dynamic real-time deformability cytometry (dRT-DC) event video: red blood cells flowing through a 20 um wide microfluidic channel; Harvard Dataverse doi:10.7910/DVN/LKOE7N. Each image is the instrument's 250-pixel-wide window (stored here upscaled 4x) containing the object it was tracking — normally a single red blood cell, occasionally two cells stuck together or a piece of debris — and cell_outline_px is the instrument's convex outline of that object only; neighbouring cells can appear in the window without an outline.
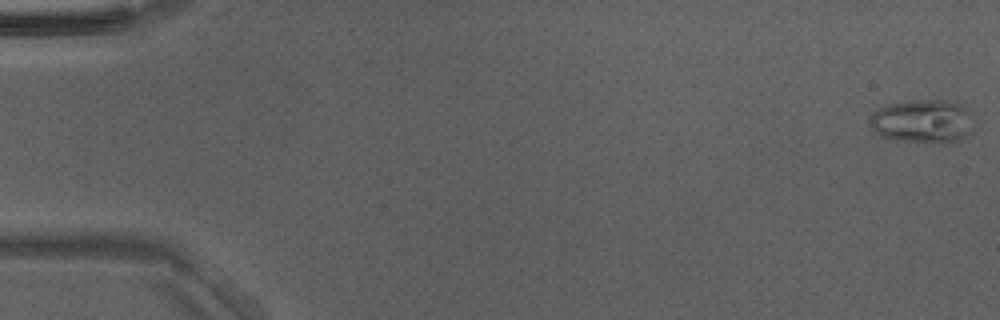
{"species": "Egyptian fruit bat (a non-hibernating species)", "species_latin": "Rousettus aegyptiacus", "temperature_condition": "room temperature", "stored_images_in_passage": 50, "segment_of_instrument_passage": [1, 2], "camera_frame_rate_fps": 3000, "um_per_image_px": 0.085, "animal": {"sex": "male"}, "frame": {"image": 1, "passage_image": 1, "time_ms": 0.0, "image_size_px": [1000, 320], "cell_outline_px": [[972, 112], [968, 136], [960, 140], [944, 144], [940, 144], [892, 140], [880, 136], [872, 128], [868, 120], [876, 108], [888, 104], [912, 100], [956, 100], [968, 108]], "centroid_in_image_um": [78.42, 10.31], "position_along_channel_um": 6.6, "area_um2": 27.11}}
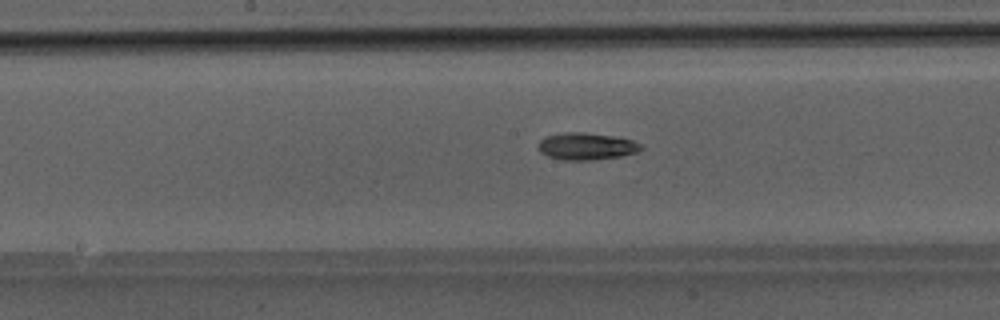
{"frame": {"image": 2, "passage_image": 26, "time_ms": 8.333, "image_size_px": [1000, 320], "cell_outline_px": [[644, 148], [636, 152], [620, 156], [592, 160], [560, 160], [548, 156], [540, 152], [536, 148], [536, 144], [544, 136], [564, 132], [584, 132], [612, 136], [632, 140], [644, 144]], "centroid_in_image_um": [49.8, 12.43], "position_along_channel_um": 198.4, "area_um2": 16.47}}
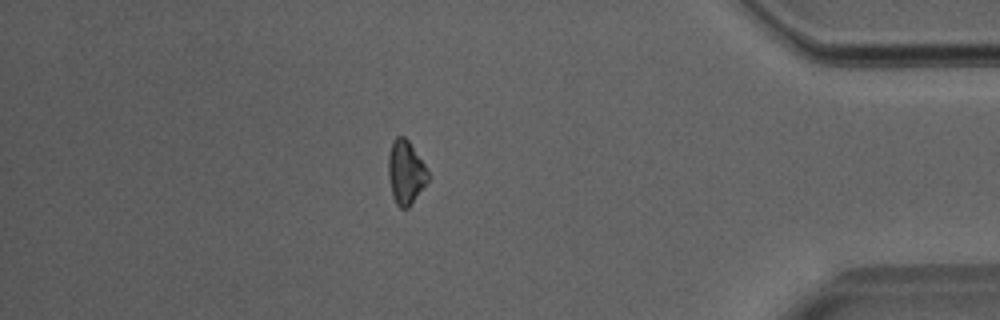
{"frame": {"image": 3, "passage_image": 43, "time_ms": 14.0, "image_size_px": [1000, 320], "cell_outline_px": [[432, 176], [408, 208], [400, 208], [396, 204], [392, 192], [388, 176], [388, 156], [392, 140], [396, 136], [404, 136], [408, 140]], "centroid_in_image_um": [34.5, 14.64], "position_along_channel_um": 400.7, "area_um2": 14.8}}